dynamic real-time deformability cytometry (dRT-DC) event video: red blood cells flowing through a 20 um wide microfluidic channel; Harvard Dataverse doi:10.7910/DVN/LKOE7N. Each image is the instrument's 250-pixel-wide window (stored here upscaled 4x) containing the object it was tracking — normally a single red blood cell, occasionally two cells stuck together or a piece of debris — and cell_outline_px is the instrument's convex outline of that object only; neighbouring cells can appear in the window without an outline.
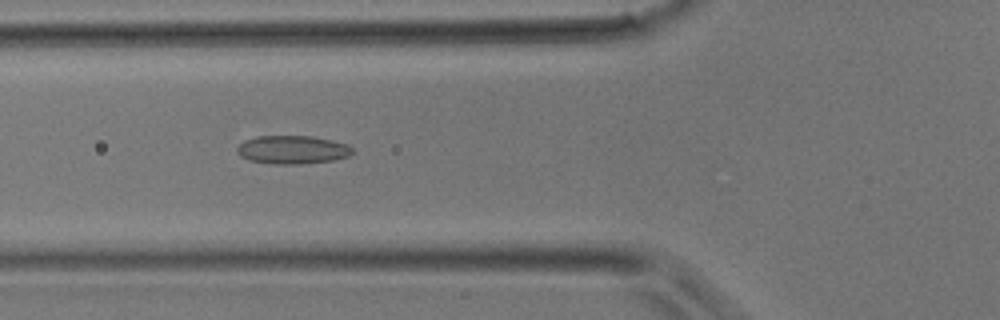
{"species": "common noctule bat (a hibernating species)", "species_latin": "Nyctalus noctula", "temperature_condition": "room temperature", "stored_images_in_passage": 36, "camera_frame_rate_fps": 3000, "um_per_image_px": 0.085, "animal": {"sex": "male", "body_mass_g": 17.9}, "frame": {"image": 1, "passage_image": 13, "time_ms": 4.0, "image_size_px": [1000, 320], "cell_outline_px": [[356, 152], [348, 156], [332, 160], [300, 164], [272, 164], [248, 160], [240, 156], [236, 152], [236, 148], [244, 140], [256, 136], [312, 136], [332, 140], [348, 144]], "centroid_in_image_um": [24.85, 12.72], "position_along_channel_um": 101.0, "area_um2": 19.25}}
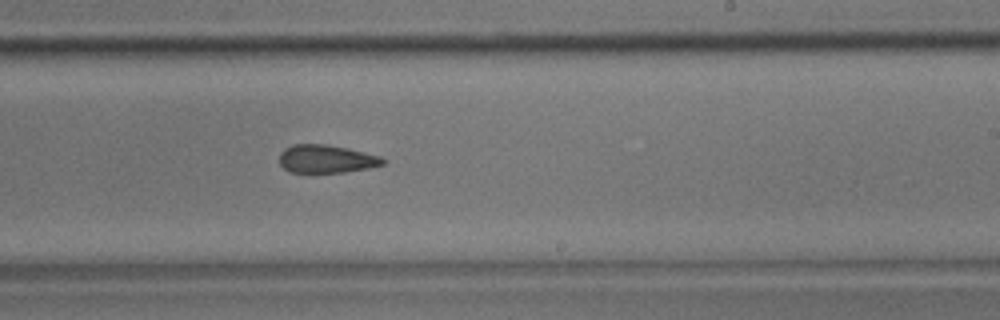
{"frame": {"image": 2, "passage_image": 22, "time_ms": 7.0, "image_size_px": [1000, 320], "cell_outline_px": [[384, 164], [368, 168], [344, 172], [288, 172], [280, 164], [280, 152], [284, 148], [292, 144], [324, 144], [348, 148], [380, 156], [384, 160]], "centroid_in_image_um": [27.7, 13.5], "position_along_channel_um": 261.3, "area_um2": 16.88}}
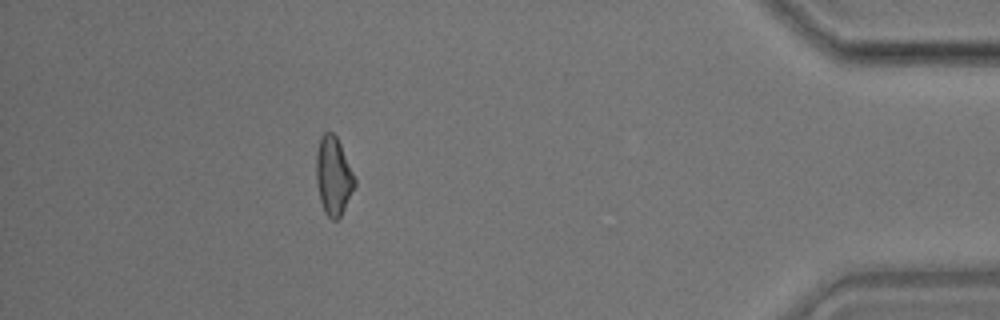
{"frame": {"image": 3, "passage_image": 33, "time_ms": 10.667, "image_size_px": [1000, 320], "cell_outline_px": [[356, 184], [340, 216], [336, 220], [332, 220], [324, 212], [320, 200], [316, 184], [316, 152], [320, 136], [324, 132], [332, 132], [336, 136], [340, 144], [356, 180]], "centroid_in_image_um": [28.31, 14.94], "position_along_channel_um": 406.9, "area_um2": 17.46}}